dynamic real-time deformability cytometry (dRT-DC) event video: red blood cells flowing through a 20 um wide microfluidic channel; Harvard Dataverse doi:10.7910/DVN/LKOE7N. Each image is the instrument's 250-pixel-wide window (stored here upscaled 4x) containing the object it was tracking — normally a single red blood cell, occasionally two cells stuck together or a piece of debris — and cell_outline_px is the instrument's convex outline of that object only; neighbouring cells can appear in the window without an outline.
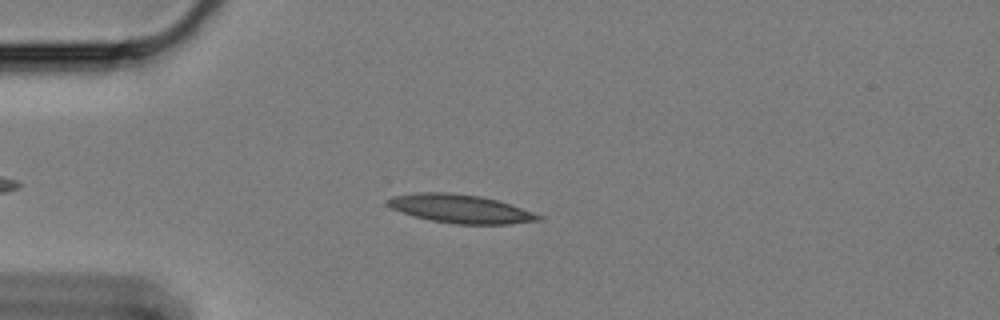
{"species": "Egyptian fruit bat (a non-hibernating species)", "species_latin": "Rousettus aegyptiacus", "temperature_condition": "cold", "stored_images_in_passage": 46, "camera_frame_rate_fps": 3000, "um_per_image_px": 0.085, "animal": {"sex": "female"}, "frame": {"image": 1, "passage_image": 11, "time_ms": 3.333, "image_size_px": [1000, 320], "cell_outline_px": [[544, 216], [540, 220], [508, 224], [456, 224], [432, 220], [416, 216], [392, 208], [384, 204], [384, 200], [392, 196], [420, 192], [448, 192], [480, 196], [496, 200]], "centroid_in_image_um": [39.09, 17.74], "position_along_channel_um": 45.9, "area_um2": 24.74}}
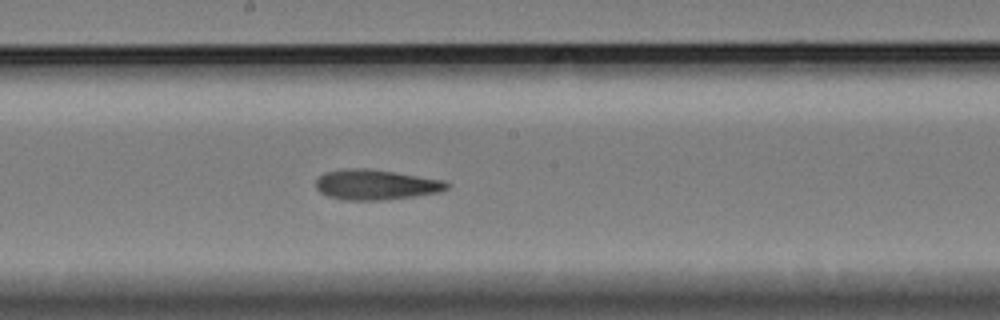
{"frame": {"image": 2, "passage_image": 28, "time_ms": 9.0, "image_size_px": [1000, 320], "cell_outline_px": [[452, 184], [448, 188], [440, 192], [416, 196], [384, 200], [344, 200], [328, 196], [320, 192], [316, 188], [316, 180], [324, 172], [344, 168], [364, 168], [392, 172], [444, 180]], "centroid_in_image_um": [31.95, 15.7], "position_along_channel_um": 216.3, "area_um2": 23.12}}
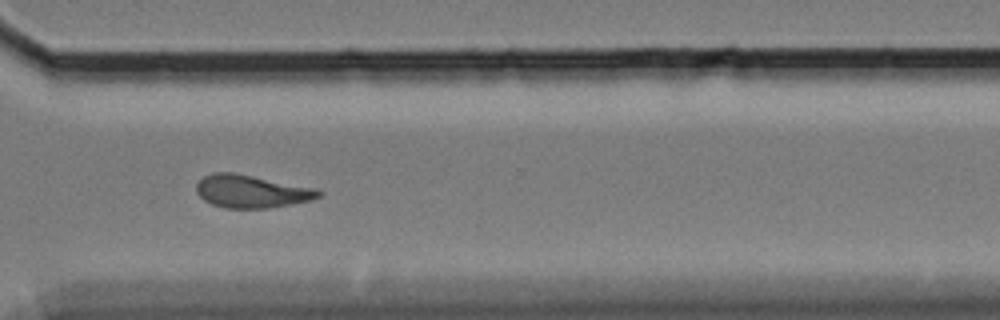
{"frame": {"image": 3, "passage_image": 40, "time_ms": 13.0, "image_size_px": [1000, 320], "cell_outline_px": [[320, 196], [312, 200], [268, 208], [224, 208], [212, 204], [204, 200], [196, 192], [196, 184], [204, 176], [212, 172], [232, 172], [316, 188], [320, 192]], "centroid_in_image_um": [21.34, 16.26], "position_along_channel_um": 349.3, "area_um2": 23.24}, "authors_computed_cell_mechanics": {"area_um2": 23.2356, "velocity_mm_per_s": 3.3283, "shape_relaxation_time_tau1_ms": null, "shape_relaxation_time_tau2_ms": 5.8207, "deformation_change_tau1": null, "deformation_change_tau2": 0.1554}}